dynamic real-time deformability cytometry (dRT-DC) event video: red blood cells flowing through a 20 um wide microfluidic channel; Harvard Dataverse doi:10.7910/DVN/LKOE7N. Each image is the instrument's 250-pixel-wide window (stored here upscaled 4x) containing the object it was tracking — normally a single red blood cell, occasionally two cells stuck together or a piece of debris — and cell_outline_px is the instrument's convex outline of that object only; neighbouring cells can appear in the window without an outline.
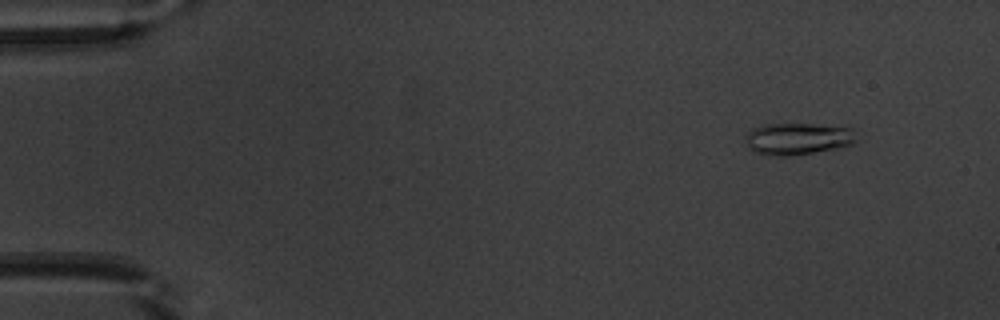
{"species": "common noctule bat (a hibernating species)", "species_latin": "Nyctalus noctula", "temperature_condition": "warm", "stored_images_in_passage": 53, "camera_frame_rate_fps": 3000, "um_per_image_px": 0.085, "animal": {"sex": "male", "body_mass_g": 20.1, "forearm_length_mm": 53.5}, "frame": {"image": 1, "passage_image": 6, "time_ms": 1.667, "image_size_px": [1000, 320], "cell_outline_px": [[856, 140], [852, 144], [836, 148], [788, 156], [764, 156], [748, 148], [744, 140], [744, 136], [752, 128], [764, 124], [812, 124], [848, 128]], "centroid_in_image_um": [67.68, 11.81], "position_along_channel_um": 17.3, "area_um2": 20.4}}
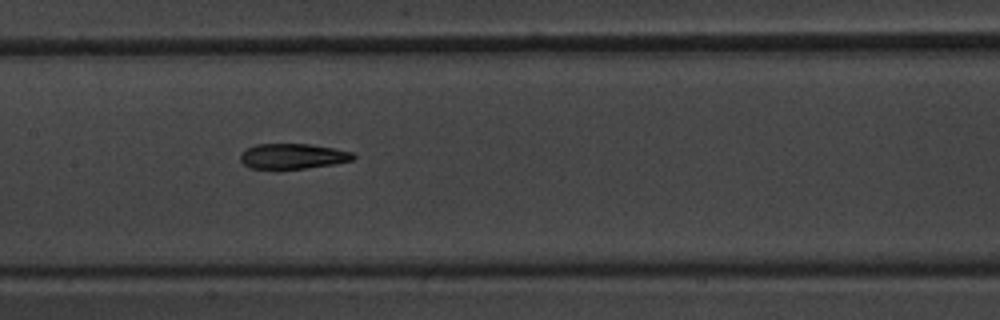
{"frame": {"image": 2, "passage_image": 27, "time_ms": 8.667, "image_size_px": [1000, 320], "cell_outline_px": [[356, 156], [352, 160], [336, 164], [304, 168], [248, 168], [240, 160], [240, 156], [248, 148], [256, 144], [308, 144], [336, 148], [352, 152]], "centroid_in_image_um": [24.93, 13.27], "position_along_channel_um": 182.5, "area_um2": 16.47}}
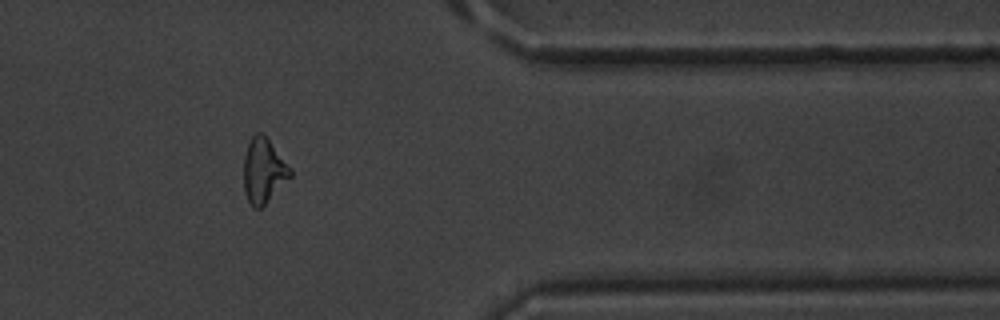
{"frame": {"image": 3, "passage_image": 44, "time_ms": 14.333, "image_size_px": [1000, 320], "cell_outline_px": [[292, 176], [260, 208], [252, 208], [244, 192], [244, 156], [248, 144], [252, 136], [256, 132], [260, 132], [268, 140], [292, 168]], "centroid_in_image_um": [22.4, 14.52], "position_along_channel_um": 389.0, "area_um2": 17.34}, "authors_computed_cell_mechanics": {"area_um2": 17.918, "velocity_mm_per_s": 3.9218, "shape_relaxation_time_tau1_ms": 5.3608, "shape_relaxation_time_tau2_ms": 3.3238, "deformation_change_tau1": 0.2185, "deformation_change_tau2": 0.1242}}